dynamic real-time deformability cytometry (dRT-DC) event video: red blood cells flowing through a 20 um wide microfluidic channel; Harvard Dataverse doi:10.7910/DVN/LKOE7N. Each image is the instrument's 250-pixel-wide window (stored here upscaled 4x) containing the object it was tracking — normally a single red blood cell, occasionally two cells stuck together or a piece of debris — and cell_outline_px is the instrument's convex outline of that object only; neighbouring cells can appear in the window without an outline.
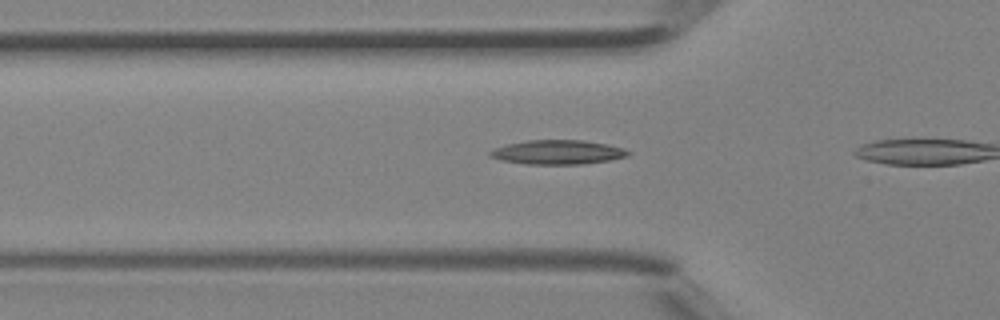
{"species": "Egyptian fruit bat (a non-hibernating species)", "species_latin": "Rousettus aegyptiacus", "temperature_condition": "room temperature", "stored_images_in_passage": 8, "camera_frame_rate_fps": 3000, "um_per_image_px": 0.085, "animal": {"sex": "female"}, "frame": {"image": 1, "passage_image": 4, "time_ms": 1.0, "image_size_px": [1000, 320], "cell_outline_px": [[632, 152], [628, 156], [608, 160], [580, 164], [524, 164], [504, 160], [488, 156], [488, 152], [496, 148], [508, 144], [528, 140], [584, 140], [608, 144], [624, 148]], "centroid_in_image_um": [47.44, 12.93], "position_along_channel_um": 78.4, "area_um2": 19.42}}
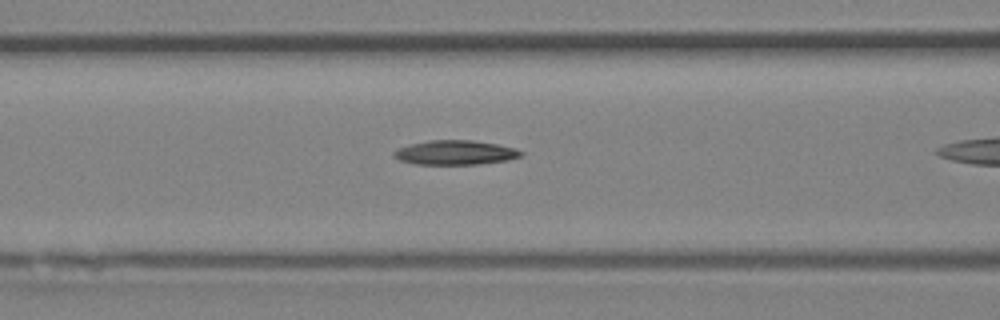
{"frame": {"image": 2, "passage_image": 7, "time_ms": 2.0, "image_size_px": [1000, 320], "cell_outline_px": [[524, 152], [520, 156], [508, 160], [480, 164], [416, 164], [400, 160], [392, 156], [392, 152], [400, 148], [412, 144], [428, 140], [472, 140], [496, 144], [516, 148]], "centroid_in_image_um": [38.71, 12.97], "position_along_channel_um": 127.9, "area_um2": 17.98}}